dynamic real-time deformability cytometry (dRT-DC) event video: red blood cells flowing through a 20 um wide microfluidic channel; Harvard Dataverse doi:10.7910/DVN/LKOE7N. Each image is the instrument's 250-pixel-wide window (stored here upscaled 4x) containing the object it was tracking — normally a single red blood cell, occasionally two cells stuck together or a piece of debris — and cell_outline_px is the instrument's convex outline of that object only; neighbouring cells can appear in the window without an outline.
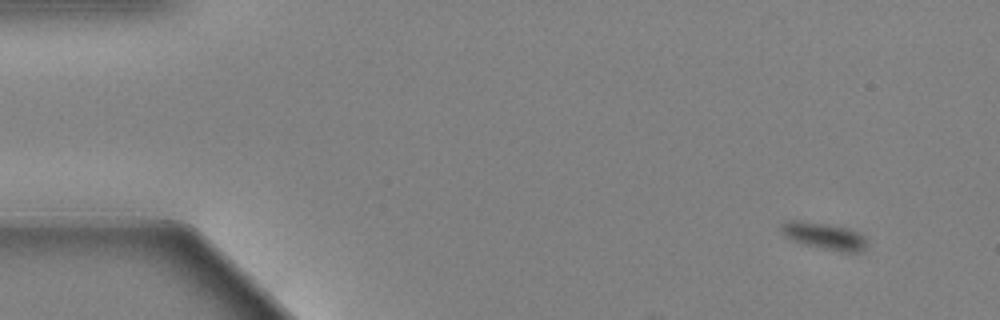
{"species": "Egyptian fruit bat (a non-hibernating species)", "species_latin": "Rousettus aegyptiacus", "temperature_condition": "warm", "stored_images_in_passage": 13, "camera_frame_rate_fps": 3000, "um_per_image_px": 0.085, "animal": {"sex": "female"}, "frame": {"image": 1, "passage_image": 1, "time_ms": 0.0, "image_size_px": [1000, 320], "cell_outline_px": [[864, 248], [860, 252], [840, 252], [804, 244], [792, 240], [784, 236], [780, 228], [780, 224], [788, 220], [800, 220], [824, 224], [844, 228], [860, 232], [864, 236]], "centroid_in_image_um": [70.0, 20.06], "position_along_channel_um": 15.0, "area_um2": 13.18}}